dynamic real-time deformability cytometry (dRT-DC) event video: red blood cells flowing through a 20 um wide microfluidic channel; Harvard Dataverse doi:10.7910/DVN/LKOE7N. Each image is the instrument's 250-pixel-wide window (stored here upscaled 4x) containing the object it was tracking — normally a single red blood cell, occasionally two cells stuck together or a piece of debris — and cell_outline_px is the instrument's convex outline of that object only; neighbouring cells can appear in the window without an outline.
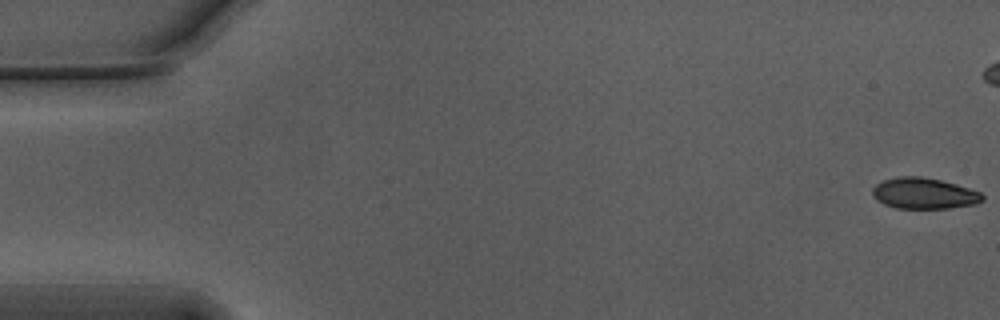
{"species": "Egyptian fruit bat (a non-hibernating species)", "species_latin": "Rousettus aegyptiacus", "temperature_condition": "warm", "stored_images_in_passage": 47, "camera_frame_rate_fps": 3000, "um_per_image_px": 0.085, "animal": {"sex": "male"}, "frame": {"image": 1, "passage_image": 1, "time_ms": 0.0, "image_size_px": [1000, 320], "cell_outline_px": [[984, 200], [976, 204], [948, 208], [896, 208], [884, 204], [876, 200], [872, 196], [872, 188], [876, 184], [884, 180], [900, 176], [920, 176], [940, 180], [956, 184], [980, 192], [984, 196]], "centroid_in_image_um": [78.52, 16.44], "position_along_channel_um": 6.5, "area_um2": 19.88}}
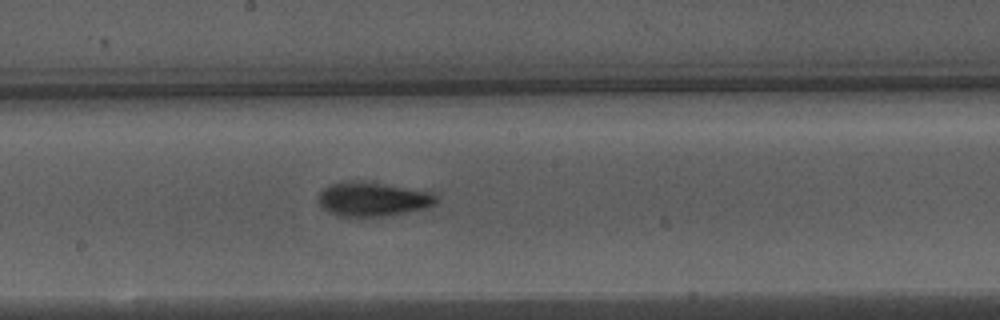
{"frame": {"image": 2, "passage_image": 30, "time_ms": 9.667, "image_size_px": [1000, 320], "cell_outline_px": [[440, 200], [436, 204], [424, 208], [408, 212], [384, 216], [340, 216], [328, 212], [320, 204], [320, 192], [324, 188], [332, 184], [344, 180], [356, 180], [432, 192]], "centroid_in_image_um": [31.71, 16.93], "position_along_channel_um": 216.5, "area_um2": 23.24}}
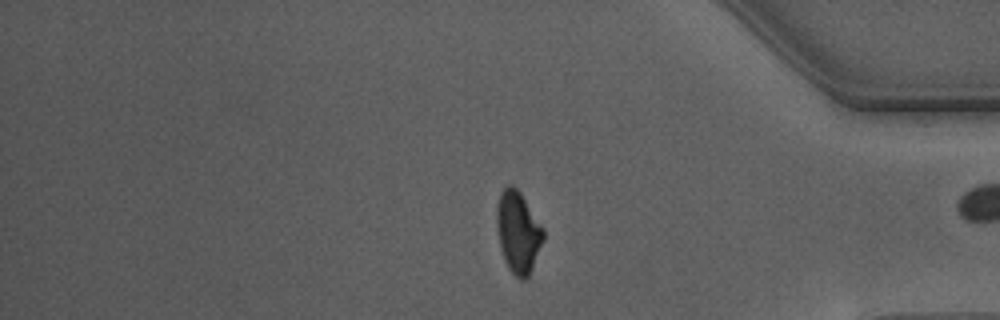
{"frame": {"image": 3, "passage_image": 46, "time_ms": 15.0, "image_size_px": [1000, 320], "cell_outline_px": [[544, 240], [532, 268], [528, 276], [524, 280], [520, 280], [508, 268], [504, 260], [500, 248], [496, 228], [496, 208], [500, 192], [508, 184], [512, 184], [520, 192], [544, 228]], "centroid_in_image_um": [44.02, 19.72], "position_along_channel_um": 391.2, "area_um2": 22.37}, "authors_computed_cell_mechanics": {"area_um2": 22.3108, "velocity_mm_per_s": 3.759, "shape_relaxation_time_tau1_ms": 3.3949, "shape_relaxation_time_tau2_ms": 2.1041, "deformation_change_tau1": 0.1564, "deformation_change_tau2": 0.0883}}